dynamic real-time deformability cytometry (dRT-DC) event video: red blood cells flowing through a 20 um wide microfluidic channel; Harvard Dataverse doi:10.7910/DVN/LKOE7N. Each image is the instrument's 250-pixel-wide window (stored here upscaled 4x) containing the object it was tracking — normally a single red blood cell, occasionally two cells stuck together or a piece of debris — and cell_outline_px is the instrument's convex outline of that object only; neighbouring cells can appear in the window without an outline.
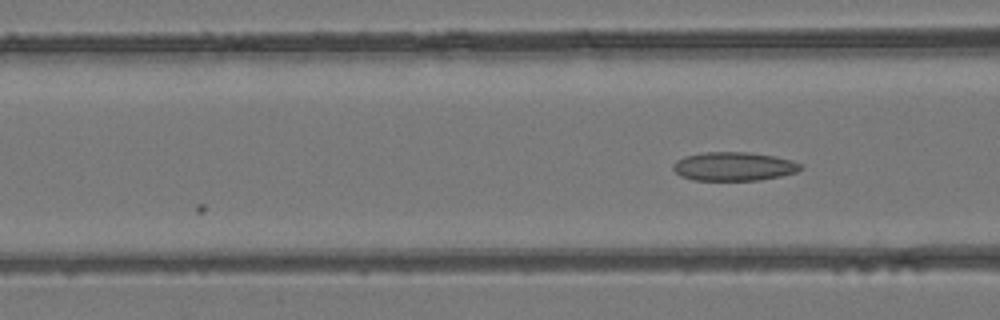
{"species": "common noctule bat (a hibernating species)", "species_latin": "Nyctalus noctula", "temperature_condition": "room temperature", "stored_images_in_passage": 4, "camera_frame_rate_fps": 3000, "um_per_image_px": 0.085, "animal": {"sex": "female", "body_mass_g": 24.6, "forearm_length_mm": 56.2}, "frame": {"image": 1, "passage_image": 4, "time_ms": 1.0, "image_size_px": [1000, 320], "cell_outline_px": [[804, 168], [796, 172], [780, 176], [760, 180], [692, 180], [680, 176], [672, 168], [672, 164], [676, 160], [684, 156], [704, 152], [748, 152], [776, 156], [792, 160], [800, 164]], "centroid_in_image_um": [62.36, 14.14], "position_along_channel_um": 104.2, "area_um2": 21.5}}